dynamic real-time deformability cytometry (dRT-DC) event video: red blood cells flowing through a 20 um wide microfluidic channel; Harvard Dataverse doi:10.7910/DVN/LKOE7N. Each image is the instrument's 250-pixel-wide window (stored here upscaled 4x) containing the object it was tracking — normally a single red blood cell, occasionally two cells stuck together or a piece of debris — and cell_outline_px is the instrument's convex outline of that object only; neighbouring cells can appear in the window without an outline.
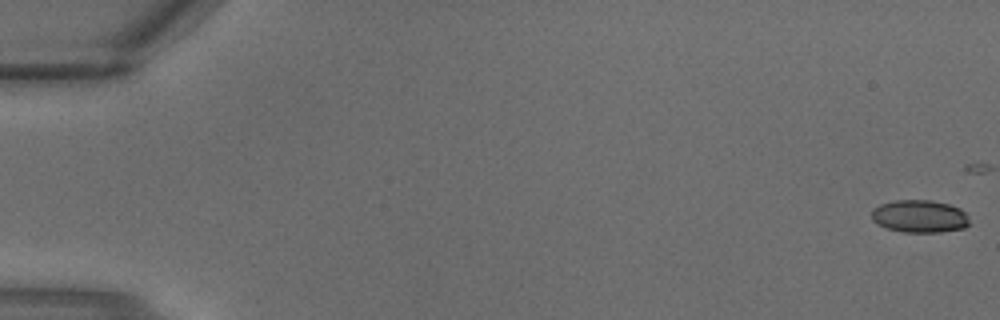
{"species": "common noctule bat (a hibernating species)", "species_latin": "Nyctalus noctula", "temperature_condition": "warm", "stored_images_in_passage": 4, "segment_of_instrument_passage": [1, 2], "camera_frame_rate_fps": 3000, "um_per_image_px": 0.085, "animal": {"sex": "male", "body_mass_g": 18.8}, "frame": {"image": 1, "passage_image": 1, "time_ms": 0.0, "image_size_px": [1000, 320], "cell_outline_px": [[968, 224], [964, 228], [940, 232], [904, 232], [888, 228], [876, 224], [872, 220], [872, 208], [880, 204], [896, 200], [928, 200], [948, 204], [960, 208], [968, 216]], "centroid_in_image_um": [78.14, 18.38], "position_along_channel_um": 6.9, "area_um2": 18.55}}